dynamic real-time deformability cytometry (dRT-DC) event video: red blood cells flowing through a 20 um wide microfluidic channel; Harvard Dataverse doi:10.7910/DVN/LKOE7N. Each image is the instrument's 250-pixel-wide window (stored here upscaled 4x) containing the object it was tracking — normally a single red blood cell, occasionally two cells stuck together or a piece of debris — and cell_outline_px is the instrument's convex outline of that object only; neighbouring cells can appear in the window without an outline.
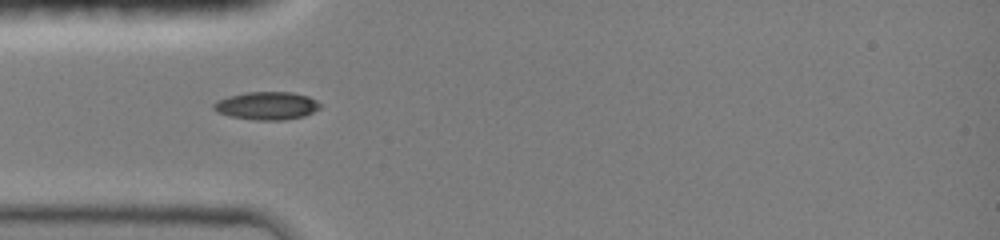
{"species": "common noctule bat (a hibernating species)", "species_latin": "Nyctalus noctula", "temperature_condition": "room temperature", "stored_images_in_passage": 11, "camera_frame_rate_fps": 3000, "um_per_image_px": 0.085, "animal": {"sex": "female", "body_mass_g": 19.0, "forearm_length_mm": 51.5}, "frame": {"image": 1, "passage_image": 1, "time_ms": 0.0, "image_size_px": [1000, 240], "cell_outline_px": [[320, 108], [304, 116], [284, 120], [256, 120], [228, 116], [212, 108], [212, 104], [228, 96], [244, 92], [292, 92], [308, 96], [316, 100], [320, 104]], "centroid_in_image_um": [22.68, 8.98], "position_along_channel_um": 62.3, "area_um2": 17.28}}
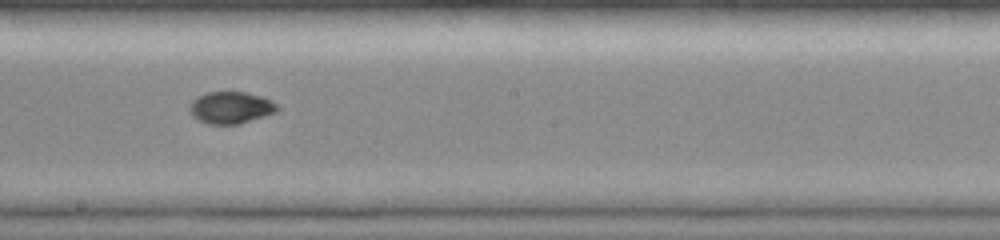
{"frame": {"image": 2, "passage_image": 5, "time_ms": 4.0, "image_size_px": [1000, 240], "cell_outline_px": [[280, 108], [276, 112], [240, 124], [208, 124], [192, 116], [188, 108], [192, 100], [196, 96], [208, 92], [244, 92], [260, 96], [272, 100]], "centroid_in_image_um": [19.6, 9.14], "position_along_channel_um": 228.6, "area_um2": 16.36}}
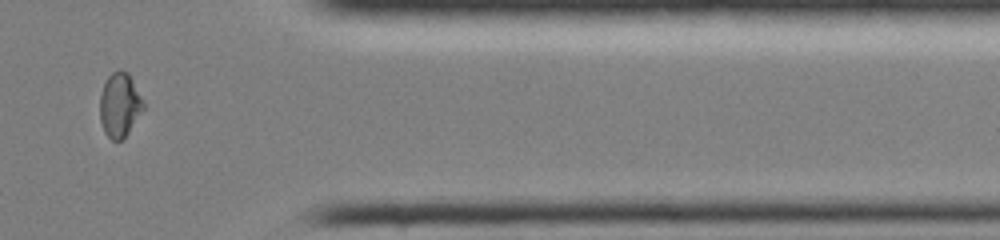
{"frame": {"image": 3, "passage_image": 9, "time_ms": 8.333, "image_size_px": [1000, 240], "cell_outline_px": [[144, 108], [128, 132], [120, 140], [112, 140], [104, 132], [100, 120], [100, 96], [104, 84], [108, 76], [112, 72], [120, 68], [128, 72], [144, 104]], "centroid_in_image_um": [10.15, 8.9], "position_along_channel_um": 401.2, "area_um2": 16.01}, "authors_computed_cell_mechanics": {"area_um2": 16.4152, "velocity_mm_per_s": 4.1631, "shape_relaxation_time_tau1_ms": 10.3083, "shape_relaxation_time_tau2_ms": 1.7327, "deformation_change_tau1": 0.2799, "deformation_change_tau2": 0.0241}}